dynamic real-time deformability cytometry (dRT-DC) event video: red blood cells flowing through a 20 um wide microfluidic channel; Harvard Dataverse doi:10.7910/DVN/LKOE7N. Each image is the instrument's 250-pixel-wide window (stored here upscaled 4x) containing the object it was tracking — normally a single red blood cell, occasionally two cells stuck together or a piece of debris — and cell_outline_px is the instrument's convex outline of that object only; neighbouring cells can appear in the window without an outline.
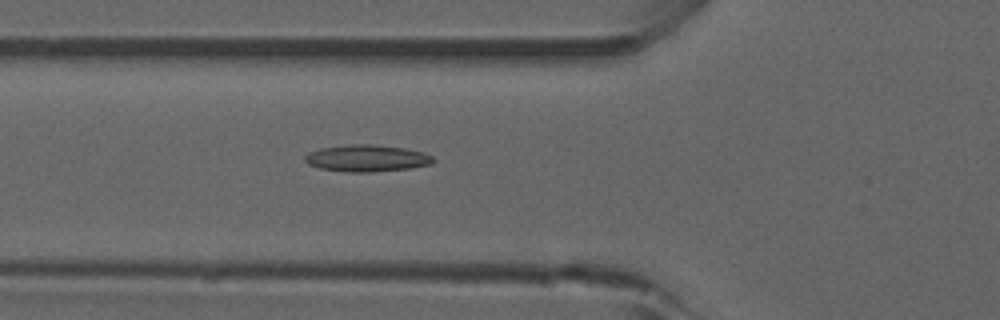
{"species": "common noctule bat (a hibernating species)", "species_latin": "Nyctalus noctula", "temperature_condition": "room temperature", "stored_images_in_passage": 40, "camera_frame_rate_fps": 3000, "um_per_image_px": 0.085, "animal": {"sex": "male", "forearm_length_mm": 52.5}, "frame": {"image": 1, "passage_image": 7, "time_ms": 2.0, "image_size_px": [1000, 320], "cell_outline_px": [[436, 160], [432, 164], [412, 168], [368, 172], [348, 172], [320, 168], [308, 164], [304, 160], [304, 156], [308, 152], [320, 148], [348, 144], [372, 144], [404, 148], [424, 152], [432, 156]], "centroid_in_image_um": [31.19, 13.44], "position_along_channel_um": 94.6, "area_um2": 20.17}}